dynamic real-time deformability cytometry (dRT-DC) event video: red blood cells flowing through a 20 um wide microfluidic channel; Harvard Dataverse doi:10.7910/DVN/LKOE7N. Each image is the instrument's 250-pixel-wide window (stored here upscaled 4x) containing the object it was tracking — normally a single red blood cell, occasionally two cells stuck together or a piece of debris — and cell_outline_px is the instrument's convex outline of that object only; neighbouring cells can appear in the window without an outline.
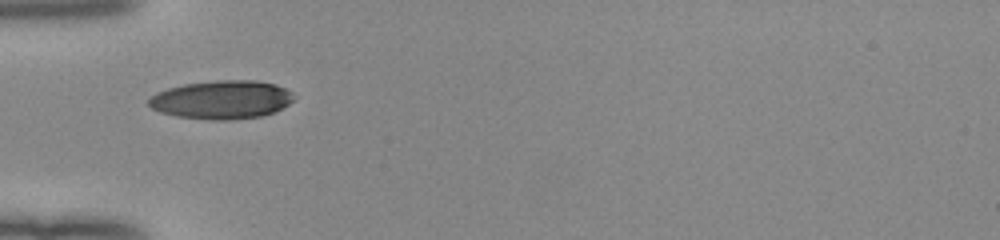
{"species": "human", "species_latin": "Homo sapiens", "temperature_condition": "room temperature", "stored_images_in_passage": 35, "camera_frame_rate_fps": 3000, "um_per_image_px": 0.085, "donor": {"sex": "female"}, "frame": {"image": 1, "passage_image": 1, "time_ms": 0.0, "image_size_px": [1000, 240], "cell_outline_px": [[292, 100], [288, 104], [264, 116], [228, 120], [212, 120], [176, 116], [160, 112], [152, 108], [148, 104], [148, 100], [156, 92], [168, 88], [184, 84], [216, 80], [256, 80], [276, 84], [292, 92]], "centroid_in_image_um": [18.82, 8.47], "position_along_channel_um": 66.2, "area_um2": 32.48}}
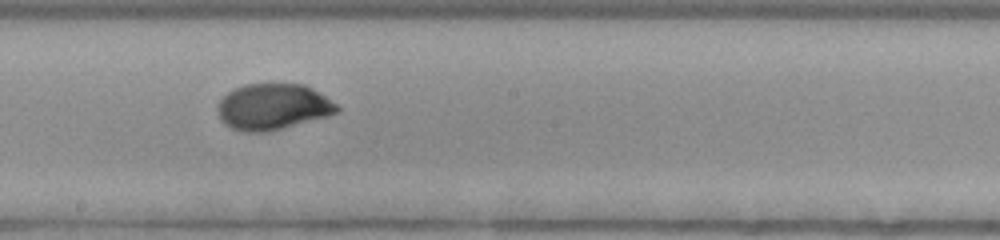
{"frame": {"image": 2, "passage_image": 13, "time_ms": 4.0, "image_size_px": [1000, 240], "cell_outline_px": [[340, 112], [328, 116], [264, 132], [244, 132], [232, 128], [224, 124], [220, 120], [216, 112], [216, 108], [220, 100], [228, 92], [244, 84], [304, 84], [312, 88], [336, 104], [340, 108]], "centroid_in_image_um": [23.16, 9.07], "position_along_channel_um": 225.0, "area_um2": 31.91}}
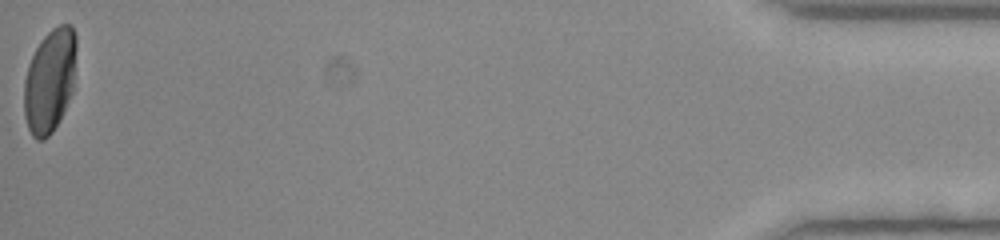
{"frame": {"image": 3, "passage_image": 35, "time_ms": 11.333, "image_size_px": [1000, 240], "cell_outline_px": [[76, 48], [72, 92], [60, 120], [52, 132], [44, 140], [36, 140], [32, 136], [28, 128], [24, 116], [24, 80], [28, 64], [40, 40], [52, 28], [60, 24], [72, 24], [76, 36]], "centroid_in_image_um": [4.22, 6.85], "position_along_channel_um": 431.0, "area_um2": 31.79}, "authors_computed_cell_mechanics": {"area_um2": 31.9056, "velocity_mm_per_s": 4.021, "shape_relaxation_time_tau1_ms": 3.7982, "shape_relaxation_time_tau2_ms": null, "deformation_change_tau1": 0.183, "deformation_change_tau2": null}}